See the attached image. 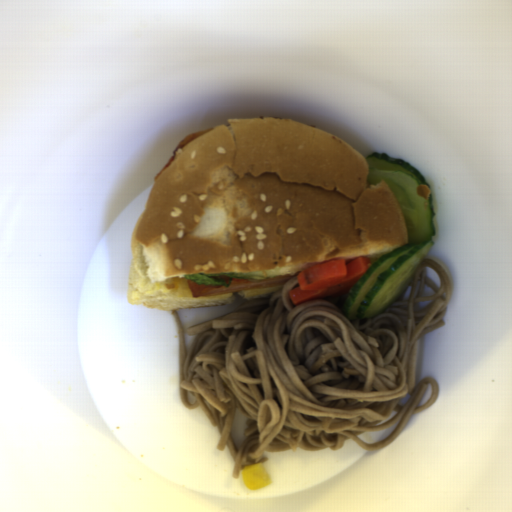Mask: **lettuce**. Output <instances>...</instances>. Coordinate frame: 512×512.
Listing matches in <instances>:
<instances>
[{
	"label": "lettuce",
	"mask_w": 512,
	"mask_h": 512,
	"mask_svg": "<svg viewBox=\"0 0 512 512\" xmlns=\"http://www.w3.org/2000/svg\"><path fill=\"white\" fill-rule=\"evenodd\" d=\"M229 276L231 277L228 284H225L224 280H219L211 277L217 276ZM271 277H279V274L272 270H262V271H252L248 273H238V272H229V273H196V274H185L183 278L187 281L191 280L198 285H206V286H226L229 287L233 281V278H243L248 280H260Z\"/></svg>",
	"instance_id": "lettuce-1"
}]
</instances>
